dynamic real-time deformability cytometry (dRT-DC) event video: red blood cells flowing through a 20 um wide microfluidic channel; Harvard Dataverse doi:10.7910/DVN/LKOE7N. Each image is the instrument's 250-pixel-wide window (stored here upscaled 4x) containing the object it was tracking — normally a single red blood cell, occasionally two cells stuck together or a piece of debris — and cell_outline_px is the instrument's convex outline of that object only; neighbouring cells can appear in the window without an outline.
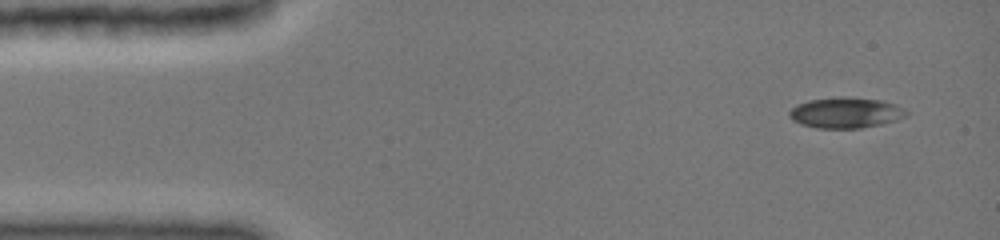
{"species": "common noctule bat (a hibernating species)", "species_latin": "Nyctalus noctula", "temperature_condition": "cold", "stored_images_in_passage": 9, "camera_frame_rate_fps": 3000, "um_per_image_px": 0.085, "animal": {"sex": "female", "body_mass_g": 19.0, "forearm_length_mm": 51.5}, "frame": {"image": 1, "passage_image": 1, "time_ms": 0.0, "image_size_px": [1000, 240], "cell_outline_px": [[908, 112], [904, 116], [896, 120], [880, 124], [860, 128], [816, 128], [800, 124], [792, 120], [788, 116], [788, 112], [796, 104], [808, 100], [844, 96], [880, 100], [896, 104], [904, 108]], "centroid_in_image_um": [71.84, 9.57], "position_along_channel_um": 13.2, "area_um2": 20.98}}
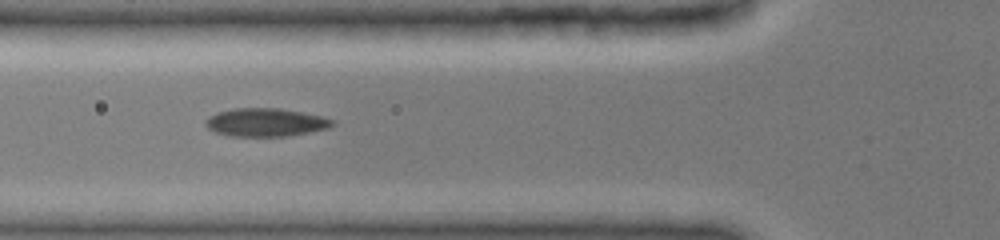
{"frame": {"image": 2, "passage_image": 6, "time_ms": 4.667, "image_size_px": [1000, 240], "cell_outline_px": [[336, 124], [328, 128], [288, 136], [228, 136], [216, 132], [208, 128], [204, 124], [212, 116], [220, 112], [236, 108], [280, 108], [320, 116], [332, 120]], "centroid_in_image_um": [22.6, 10.41], "position_along_channel_um": 103.2, "area_um2": 20.46}}
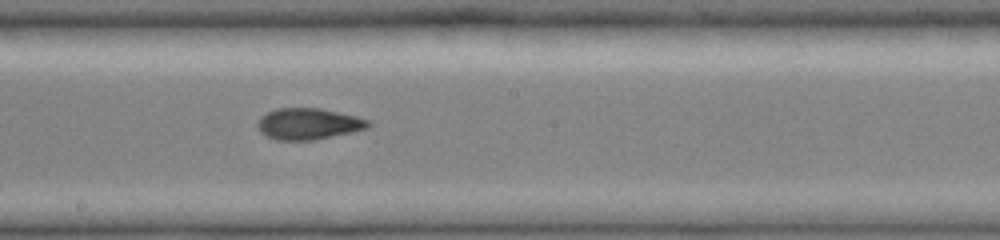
{"frame": {"image": 3, "passage_image": 9, "time_ms": 7.667, "image_size_px": [1000, 240], "cell_outline_px": [[372, 124], [368, 128], [332, 136], [312, 140], [276, 140], [260, 132], [256, 124], [268, 112], [276, 108], [320, 108], [356, 116], [368, 120]], "centroid_in_image_um": [26.22, 10.52], "position_along_channel_um": 222.0, "area_um2": 19.94}}